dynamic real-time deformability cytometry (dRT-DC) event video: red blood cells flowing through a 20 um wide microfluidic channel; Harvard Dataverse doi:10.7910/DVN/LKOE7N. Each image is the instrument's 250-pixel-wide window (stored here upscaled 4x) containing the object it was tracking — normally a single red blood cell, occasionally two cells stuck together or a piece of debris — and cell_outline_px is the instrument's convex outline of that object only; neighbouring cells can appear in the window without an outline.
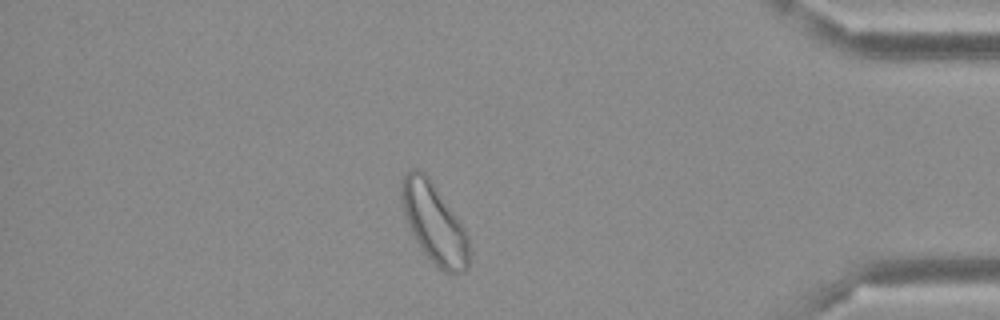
{"species": "Egyptian fruit bat (a non-hibernating species)", "species_latin": "Rousettus aegyptiacus", "temperature_condition": "cold", "stored_images_in_passage": 44, "camera_frame_rate_fps": 3000, "um_per_image_px": 0.085, "frame": {"image": 1, "passage_image": 38, "time_ms": 12.333, "image_size_px": [1000, 320], "cell_outline_px": [[468, 268], [464, 272], [444, 272], [424, 252], [416, 240], [412, 232], [404, 212], [400, 188], [400, 180], [412, 168], [420, 168], [428, 176], [456, 216], [464, 228], [468, 236]], "centroid_in_image_um": [36.89, 18.92], "position_along_channel_um": 398.3, "area_um2": 30.69}}